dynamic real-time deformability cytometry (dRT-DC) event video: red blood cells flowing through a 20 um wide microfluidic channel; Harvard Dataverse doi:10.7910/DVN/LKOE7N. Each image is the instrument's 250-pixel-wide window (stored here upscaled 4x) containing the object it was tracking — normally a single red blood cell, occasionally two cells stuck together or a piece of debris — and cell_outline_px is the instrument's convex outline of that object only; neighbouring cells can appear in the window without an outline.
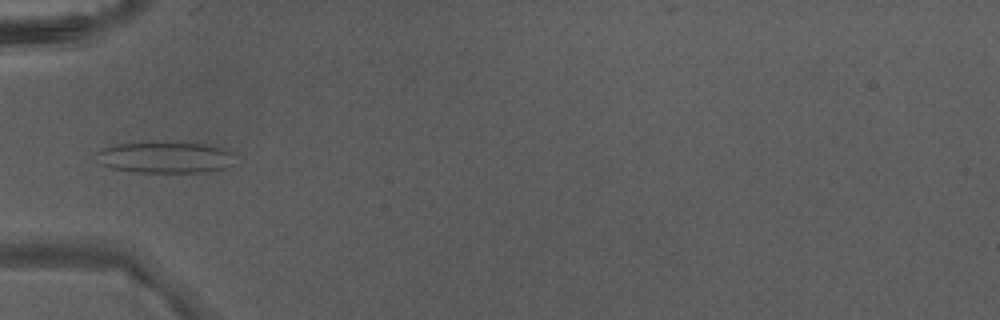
{"species": "Egyptian fruit bat (a non-hibernating species)", "species_latin": "Rousettus aegyptiacus", "temperature_condition": "warm", "stored_images_in_passage": 1, "camera_frame_rate_fps": 3000, "um_per_image_px": 0.085, "animal": {"sex": "male"}, "frame": {"image": 1, "passage_image": 1, "time_ms": 0.0, "image_size_px": [1000, 320], "cell_outline_px": [[236, 164], [224, 168], [204, 172], [136, 172], [112, 168], [100, 164], [96, 152], [104, 148], [116, 144], [144, 140], [208, 144], [224, 148], [232, 152]], "centroid_in_image_um": [14.06, 13.34], "position_along_channel_um": 70.9, "area_um2": 26.07}}